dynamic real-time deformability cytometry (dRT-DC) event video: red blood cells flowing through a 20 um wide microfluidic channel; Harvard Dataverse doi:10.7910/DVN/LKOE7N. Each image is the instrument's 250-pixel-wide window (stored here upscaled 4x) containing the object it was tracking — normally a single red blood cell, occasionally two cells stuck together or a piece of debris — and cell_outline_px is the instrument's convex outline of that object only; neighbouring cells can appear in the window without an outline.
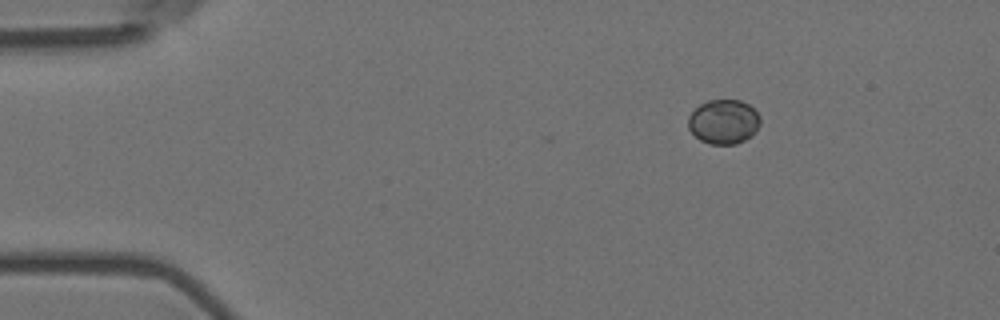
{"species": "Egyptian fruit bat (a non-hibernating species)", "species_latin": "Rousettus aegyptiacus", "temperature_condition": "room temperature", "stored_images_in_passage": 6, "camera_frame_rate_fps": 3000, "um_per_image_px": 0.085, "animal": {"sex": "female"}, "frame": {"image": 1, "passage_image": 1, "time_ms": 0.0, "image_size_px": [1000, 320], "cell_outline_px": [[760, 124], [756, 132], [752, 136], [736, 144], [708, 144], [700, 140], [688, 128], [688, 116], [700, 104], [708, 100], [740, 100], [748, 104], [760, 116]], "centroid_in_image_um": [61.52, 10.35], "position_along_channel_um": 23.5, "area_um2": 18.73}}
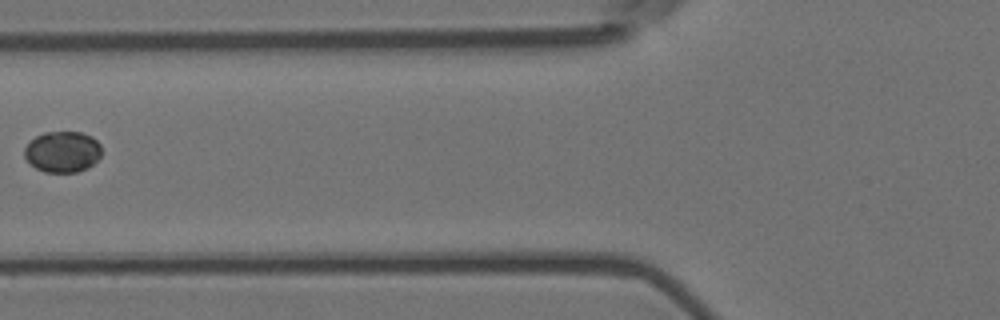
{"frame": {"image": 2, "passage_image": 5, "time_ms": 1.333, "image_size_px": [1000, 320], "cell_outline_px": [[100, 156], [88, 168], [76, 172], [44, 172], [36, 168], [24, 156], [24, 148], [36, 136], [44, 132], [80, 132], [92, 136], [100, 144]], "centroid_in_image_um": [5.32, 12.9], "position_along_channel_um": 120.5, "area_um2": 18.32}}
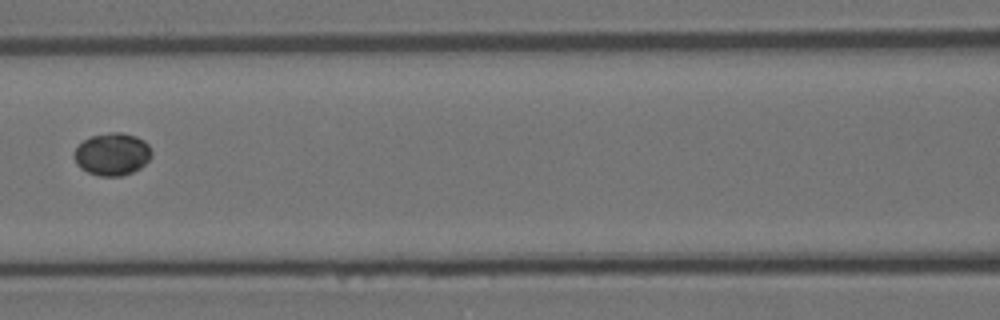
{"frame": {"image": 3, "passage_image": 6, "time_ms": 1.667, "image_size_px": [1000, 320], "cell_outline_px": [[152, 156], [140, 168], [132, 172], [120, 176], [100, 176], [88, 172], [80, 168], [76, 164], [72, 156], [76, 148], [84, 140], [92, 136], [112, 132], [124, 132], [136, 136], [144, 140], [148, 144], [152, 152]], "centroid_in_image_um": [9.53, 13.1], "position_along_channel_um": 157.1, "area_um2": 19.25}}